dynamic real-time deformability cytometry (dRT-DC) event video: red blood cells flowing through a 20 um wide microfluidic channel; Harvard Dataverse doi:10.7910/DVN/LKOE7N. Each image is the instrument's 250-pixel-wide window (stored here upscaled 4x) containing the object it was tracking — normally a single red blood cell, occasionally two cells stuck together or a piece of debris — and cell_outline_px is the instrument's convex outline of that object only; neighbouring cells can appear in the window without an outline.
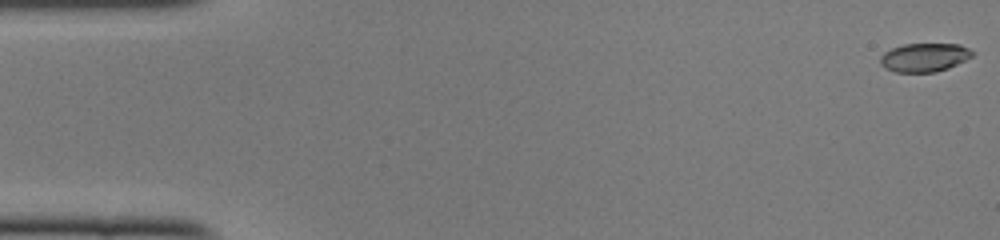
{"species": "common noctule bat (a hibernating species)", "species_latin": "Nyctalus noctula", "temperature_condition": "cold", "stored_images_in_passage": 49, "camera_frame_rate_fps": 3000, "um_per_image_px": 0.085, "animal": {"sex": "female", "body_mass_g": 22.0, "forearm_length_mm": 56.7}, "frame": {"image": 1, "passage_image": 1, "time_ms": 0.0, "image_size_px": [1000, 240], "cell_outline_px": [[976, 52], [972, 56], [948, 68], [936, 72], [896, 72], [884, 68], [880, 64], [880, 56], [884, 52], [892, 48], [904, 44], [960, 44]], "centroid_in_image_um": [78.56, 4.88], "position_along_channel_um": 6.4, "area_um2": 15.37}}
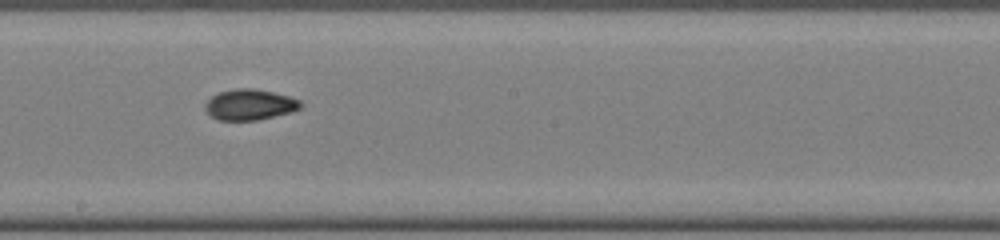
{"frame": {"image": 2, "passage_image": 27, "time_ms": 8.667, "image_size_px": [1000, 240], "cell_outline_px": [[304, 104], [300, 108], [292, 112], [256, 120], [220, 120], [212, 116], [204, 108], [204, 104], [212, 96], [220, 92], [236, 88], [252, 88], [272, 92], [288, 96], [300, 100]], "centroid_in_image_um": [21.24, 8.89], "position_along_channel_um": 227.0, "area_um2": 16.99}}
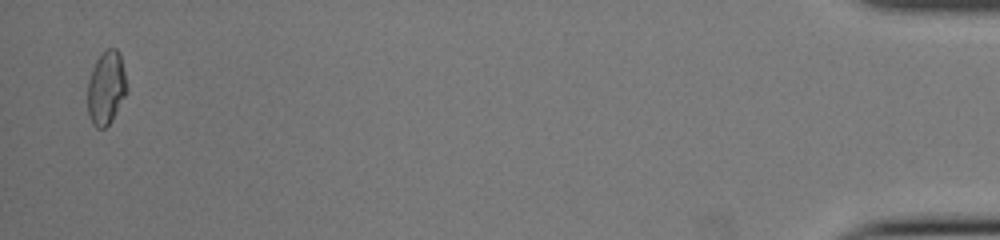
{"frame": {"image": 3, "passage_image": 48, "time_ms": 15.667, "image_size_px": [1000, 240], "cell_outline_px": [[128, 88], [112, 120], [104, 128], [96, 128], [92, 124], [88, 116], [88, 80], [92, 68], [96, 60], [108, 48], [116, 48], [120, 52]], "centroid_in_image_um": [9.02, 7.47], "position_along_channel_um": 426.2, "area_um2": 16.76}, "authors_computed_cell_mechanics": {"area_um2": 16.473, "velocity_mm_per_s": 4.1261, "shape_relaxation_time_tau1_ms": 9.0896, "shape_relaxation_time_tau2_ms": 2.3002, "deformation_change_tau1": 0.2591, "deformation_change_tau2": 0.0551}}